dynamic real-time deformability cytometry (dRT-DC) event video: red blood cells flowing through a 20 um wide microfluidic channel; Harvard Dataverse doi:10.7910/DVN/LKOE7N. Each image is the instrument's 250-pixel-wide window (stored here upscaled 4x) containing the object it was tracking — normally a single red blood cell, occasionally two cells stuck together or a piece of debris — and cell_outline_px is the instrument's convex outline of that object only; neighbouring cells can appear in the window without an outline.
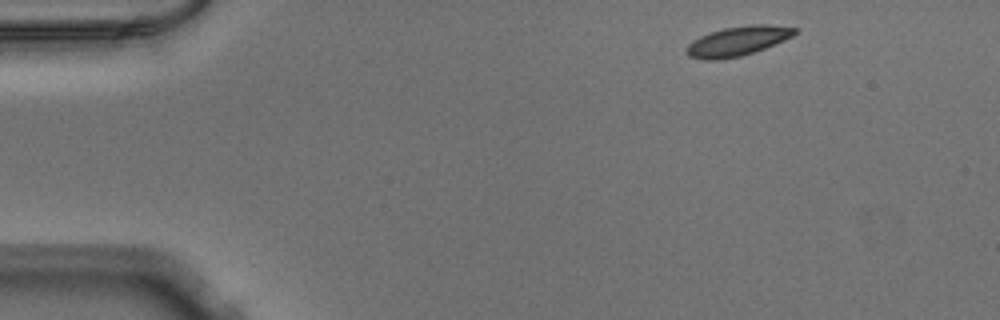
{"species": "Egyptian fruit bat (a non-hibernating species)", "species_latin": "Rousettus aegyptiacus", "temperature_condition": "warm", "stored_images_in_passage": 46, "camera_frame_rate_fps": 3000, "um_per_image_px": 0.085, "animal": {"sex": "male"}, "frame": {"image": 1, "passage_image": 1, "time_ms": 0.0, "image_size_px": [1000, 320], "cell_outline_px": [[800, 28], [792, 36], [784, 40], [764, 48], [740, 56], [716, 60], [704, 60], [688, 56], [688, 44], [692, 40], [700, 36], [724, 28], [752, 24], [768, 24]], "centroid_in_image_um": [62.72, 3.48], "position_along_channel_um": 22.3, "area_um2": 18.38}}
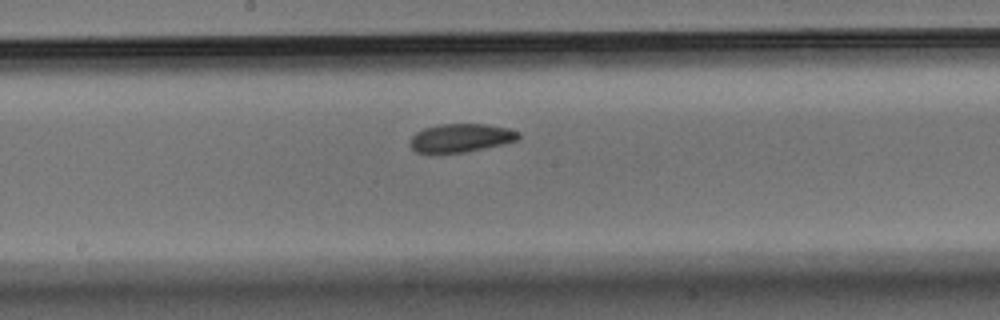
{"frame": {"image": 2, "passage_image": 22, "time_ms": 7.0, "image_size_px": [1000, 320], "cell_outline_px": [[520, 136], [516, 140], [484, 148], [464, 152], [416, 152], [412, 148], [412, 136], [416, 132], [424, 128], [440, 124], [484, 124], [508, 128], [520, 132]], "centroid_in_image_um": [39.19, 11.7], "position_along_channel_um": 209.0, "area_um2": 17.51}}
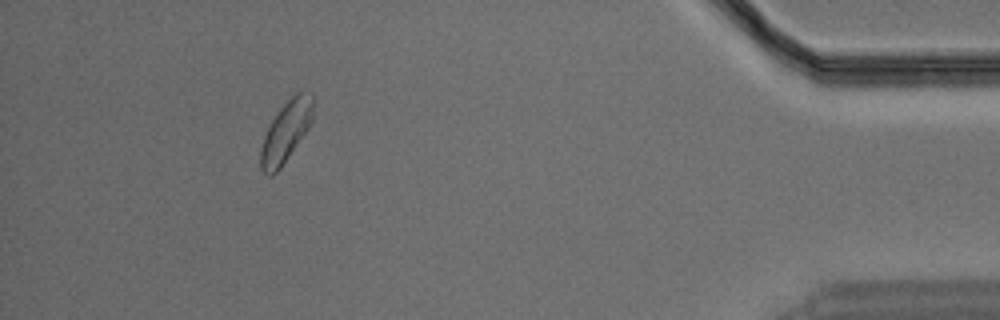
{"frame": {"image": 3, "passage_image": 42, "time_ms": 13.667, "image_size_px": [1000, 320], "cell_outline_px": [[316, 100], [312, 120], [308, 128], [280, 168], [272, 176], [268, 176], [260, 168], [260, 148], [264, 136], [272, 120], [280, 108], [296, 92], [312, 92]], "centroid_in_image_um": [24.33, 11.15], "position_along_channel_um": 410.9, "area_um2": 18.61}}